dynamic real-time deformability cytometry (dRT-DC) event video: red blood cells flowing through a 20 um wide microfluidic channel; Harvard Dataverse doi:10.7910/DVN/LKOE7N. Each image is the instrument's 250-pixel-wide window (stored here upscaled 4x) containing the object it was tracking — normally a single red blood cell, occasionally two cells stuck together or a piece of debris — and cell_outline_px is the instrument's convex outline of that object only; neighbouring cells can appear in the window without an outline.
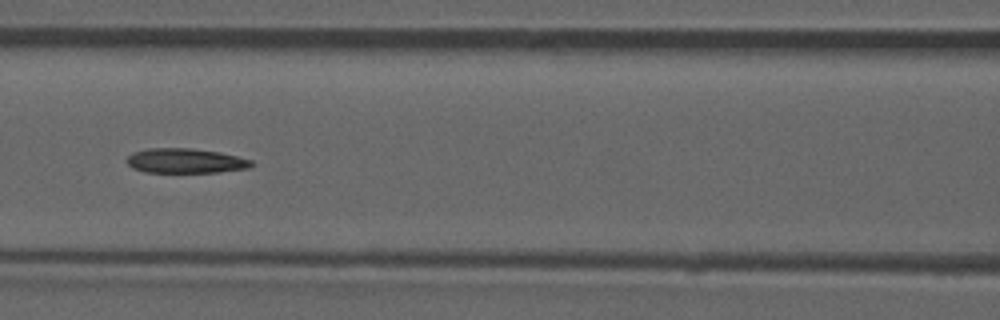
{"species": "common noctule bat (a hibernating species)", "species_latin": "Nyctalus noctula", "temperature_condition": "room temperature", "stored_images_in_passage": 53, "camera_frame_rate_fps": 3000, "um_per_image_px": 0.085, "animal": {"sex": "male", "forearm_length_mm": 52.5}, "frame": {"image": 1, "passage_image": 23, "time_ms": 7.333, "image_size_px": [1000, 320], "cell_outline_px": [[256, 164], [252, 168], [220, 172], [144, 172], [132, 168], [124, 160], [132, 152], [148, 148], [192, 148], [220, 152], [252, 160]], "centroid_in_image_um": [15.78, 13.67], "position_along_channel_um": 150.8, "area_um2": 18.26}}